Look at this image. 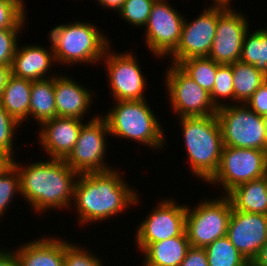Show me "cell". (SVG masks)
Returning <instances> with one entry per match:
<instances>
[{
  "label": "cell",
  "mask_w": 267,
  "mask_h": 266,
  "mask_svg": "<svg viewBox=\"0 0 267 266\" xmlns=\"http://www.w3.org/2000/svg\"><path fill=\"white\" fill-rule=\"evenodd\" d=\"M120 174L112 168L78 175L73 203L79 223L89 225V222L109 219L139 203V194Z\"/></svg>",
  "instance_id": "cell-1"
},
{
  "label": "cell",
  "mask_w": 267,
  "mask_h": 266,
  "mask_svg": "<svg viewBox=\"0 0 267 266\" xmlns=\"http://www.w3.org/2000/svg\"><path fill=\"white\" fill-rule=\"evenodd\" d=\"M10 162L17 168L20 177V195L37 213L71 207L79 174L65 160L48 158L27 167L14 159Z\"/></svg>",
  "instance_id": "cell-2"
},
{
  "label": "cell",
  "mask_w": 267,
  "mask_h": 266,
  "mask_svg": "<svg viewBox=\"0 0 267 266\" xmlns=\"http://www.w3.org/2000/svg\"><path fill=\"white\" fill-rule=\"evenodd\" d=\"M179 124L191 173L207 183L219 168L224 147L218 118L216 115L180 117Z\"/></svg>",
  "instance_id": "cell-3"
},
{
  "label": "cell",
  "mask_w": 267,
  "mask_h": 266,
  "mask_svg": "<svg viewBox=\"0 0 267 266\" xmlns=\"http://www.w3.org/2000/svg\"><path fill=\"white\" fill-rule=\"evenodd\" d=\"M93 23L76 21L55 26L49 32L56 63L94 64L102 61L110 41Z\"/></svg>",
  "instance_id": "cell-4"
},
{
  "label": "cell",
  "mask_w": 267,
  "mask_h": 266,
  "mask_svg": "<svg viewBox=\"0 0 267 266\" xmlns=\"http://www.w3.org/2000/svg\"><path fill=\"white\" fill-rule=\"evenodd\" d=\"M144 100L116 101L105 118L111 136L133 139L152 149H162L165 135L158 117Z\"/></svg>",
  "instance_id": "cell-5"
},
{
  "label": "cell",
  "mask_w": 267,
  "mask_h": 266,
  "mask_svg": "<svg viewBox=\"0 0 267 266\" xmlns=\"http://www.w3.org/2000/svg\"><path fill=\"white\" fill-rule=\"evenodd\" d=\"M223 145L229 147L265 150L267 134L263 117L246 104H227L217 108Z\"/></svg>",
  "instance_id": "cell-6"
},
{
  "label": "cell",
  "mask_w": 267,
  "mask_h": 266,
  "mask_svg": "<svg viewBox=\"0 0 267 266\" xmlns=\"http://www.w3.org/2000/svg\"><path fill=\"white\" fill-rule=\"evenodd\" d=\"M220 197L204 199L192 209L187 207L185 231L192 247L205 248L227 235L233 206L226 195Z\"/></svg>",
  "instance_id": "cell-7"
},
{
  "label": "cell",
  "mask_w": 267,
  "mask_h": 266,
  "mask_svg": "<svg viewBox=\"0 0 267 266\" xmlns=\"http://www.w3.org/2000/svg\"><path fill=\"white\" fill-rule=\"evenodd\" d=\"M266 160L265 150L224 146L219 168L208 182L220 184L227 195L240 184L265 176Z\"/></svg>",
  "instance_id": "cell-8"
},
{
  "label": "cell",
  "mask_w": 267,
  "mask_h": 266,
  "mask_svg": "<svg viewBox=\"0 0 267 266\" xmlns=\"http://www.w3.org/2000/svg\"><path fill=\"white\" fill-rule=\"evenodd\" d=\"M110 135L105 118L99 115L83 123L73 150L65 159L66 164L78 174L103 172L112 169L106 157V136Z\"/></svg>",
  "instance_id": "cell-9"
},
{
  "label": "cell",
  "mask_w": 267,
  "mask_h": 266,
  "mask_svg": "<svg viewBox=\"0 0 267 266\" xmlns=\"http://www.w3.org/2000/svg\"><path fill=\"white\" fill-rule=\"evenodd\" d=\"M166 68L165 86L173 112L180 117L216 115L210 94L189 77L177 64Z\"/></svg>",
  "instance_id": "cell-10"
},
{
  "label": "cell",
  "mask_w": 267,
  "mask_h": 266,
  "mask_svg": "<svg viewBox=\"0 0 267 266\" xmlns=\"http://www.w3.org/2000/svg\"><path fill=\"white\" fill-rule=\"evenodd\" d=\"M105 59V60H104ZM102 60L107 68L108 84L114 101L144 100V90L148 82L142 73L133 52L106 50Z\"/></svg>",
  "instance_id": "cell-11"
},
{
  "label": "cell",
  "mask_w": 267,
  "mask_h": 266,
  "mask_svg": "<svg viewBox=\"0 0 267 266\" xmlns=\"http://www.w3.org/2000/svg\"><path fill=\"white\" fill-rule=\"evenodd\" d=\"M226 9L209 5L195 20L189 22L184 19L179 43L169 55L172 58L171 63L178 65L182 60L208 57L216 34L218 17Z\"/></svg>",
  "instance_id": "cell-12"
},
{
  "label": "cell",
  "mask_w": 267,
  "mask_h": 266,
  "mask_svg": "<svg viewBox=\"0 0 267 266\" xmlns=\"http://www.w3.org/2000/svg\"><path fill=\"white\" fill-rule=\"evenodd\" d=\"M184 17L169 2L156 0L145 27V44L154 56H168L176 49Z\"/></svg>",
  "instance_id": "cell-13"
},
{
  "label": "cell",
  "mask_w": 267,
  "mask_h": 266,
  "mask_svg": "<svg viewBox=\"0 0 267 266\" xmlns=\"http://www.w3.org/2000/svg\"><path fill=\"white\" fill-rule=\"evenodd\" d=\"M162 200L138 225L135 241L140 251L150 243L180 236L185 231L188 205H179L174 199Z\"/></svg>",
  "instance_id": "cell-14"
},
{
  "label": "cell",
  "mask_w": 267,
  "mask_h": 266,
  "mask_svg": "<svg viewBox=\"0 0 267 266\" xmlns=\"http://www.w3.org/2000/svg\"><path fill=\"white\" fill-rule=\"evenodd\" d=\"M227 8L219 17L216 34L208 57L218 64L240 61L245 33L250 29L247 17Z\"/></svg>",
  "instance_id": "cell-15"
},
{
  "label": "cell",
  "mask_w": 267,
  "mask_h": 266,
  "mask_svg": "<svg viewBox=\"0 0 267 266\" xmlns=\"http://www.w3.org/2000/svg\"><path fill=\"white\" fill-rule=\"evenodd\" d=\"M226 236L243 258L251 263L267 241V215L232 209Z\"/></svg>",
  "instance_id": "cell-16"
},
{
  "label": "cell",
  "mask_w": 267,
  "mask_h": 266,
  "mask_svg": "<svg viewBox=\"0 0 267 266\" xmlns=\"http://www.w3.org/2000/svg\"><path fill=\"white\" fill-rule=\"evenodd\" d=\"M74 117H55L44 121L38 132L39 142L49 159L65 160L74 148L82 127Z\"/></svg>",
  "instance_id": "cell-17"
},
{
  "label": "cell",
  "mask_w": 267,
  "mask_h": 266,
  "mask_svg": "<svg viewBox=\"0 0 267 266\" xmlns=\"http://www.w3.org/2000/svg\"><path fill=\"white\" fill-rule=\"evenodd\" d=\"M54 76V95L57 116L83 120L93 101L90 89L65 74Z\"/></svg>",
  "instance_id": "cell-18"
},
{
  "label": "cell",
  "mask_w": 267,
  "mask_h": 266,
  "mask_svg": "<svg viewBox=\"0 0 267 266\" xmlns=\"http://www.w3.org/2000/svg\"><path fill=\"white\" fill-rule=\"evenodd\" d=\"M50 49L41 45H24L17 46L16 52L11 65L12 75L15 77L28 79L31 81L47 79L56 76L55 74L49 77L46 75L48 70L56 63L52 46Z\"/></svg>",
  "instance_id": "cell-19"
},
{
  "label": "cell",
  "mask_w": 267,
  "mask_h": 266,
  "mask_svg": "<svg viewBox=\"0 0 267 266\" xmlns=\"http://www.w3.org/2000/svg\"><path fill=\"white\" fill-rule=\"evenodd\" d=\"M34 240L15 249L20 266H64L62 238L41 237Z\"/></svg>",
  "instance_id": "cell-20"
},
{
  "label": "cell",
  "mask_w": 267,
  "mask_h": 266,
  "mask_svg": "<svg viewBox=\"0 0 267 266\" xmlns=\"http://www.w3.org/2000/svg\"><path fill=\"white\" fill-rule=\"evenodd\" d=\"M190 247L186 231L180 236L150 243L141 251L145 256L143 266H179Z\"/></svg>",
  "instance_id": "cell-21"
},
{
  "label": "cell",
  "mask_w": 267,
  "mask_h": 266,
  "mask_svg": "<svg viewBox=\"0 0 267 266\" xmlns=\"http://www.w3.org/2000/svg\"><path fill=\"white\" fill-rule=\"evenodd\" d=\"M226 196L234 210L267 215V176L240 184Z\"/></svg>",
  "instance_id": "cell-22"
},
{
  "label": "cell",
  "mask_w": 267,
  "mask_h": 266,
  "mask_svg": "<svg viewBox=\"0 0 267 266\" xmlns=\"http://www.w3.org/2000/svg\"><path fill=\"white\" fill-rule=\"evenodd\" d=\"M32 81L11 75L0 98L2 107L19 124L30 117Z\"/></svg>",
  "instance_id": "cell-23"
},
{
  "label": "cell",
  "mask_w": 267,
  "mask_h": 266,
  "mask_svg": "<svg viewBox=\"0 0 267 266\" xmlns=\"http://www.w3.org/2000/svg\"><path fill=\"white\" fill-rule=\"evenodd\" d=\"M38 125L57 117L54 95V77L32 81L30 97V118Z\"/></svg>",
  "instance_id": "cell-24"
},
{
  "label": "cell",
  "mask_w": 267,
  "mask_h": 266,
  "mask_svg": "<svg viewBox=\"0 0 267 266\" xmlns=\"http://www.w3.org/2000/svg\"><path fill=\"white\" fill-rule=\"evenodd\" d=\"M234 102L245 104L251 95L267 80L253 65L237 61L231 64Z\"/></svg>",
  "instance_id": "cell-25"
},
{
  "label": "cell",
  "mask_w": 267,
  "mask_h": 266,
  "mask_svg": "<svg viewBox=\"0 0 267 266\" xmlns=\"http://www.w3.org/2000/svg\"><path fill=\"white\" fill-rule=\"evenodd\" d=\"M245 33L240 61L253 65L267 76V27L257 29L253 33Z\"/></svg>",
  "instance_id": "cell-26"
},
{
  "label": "cell",
  "mask_w": 267,
  "mask_h": 266,
  "mask_svg": "<svg viewBox=\"0 0 267 266\" xmlns=\"http://www.w3.org/2000/svg\"><path fill=\"white\" fill-rule=\"evenodd\" d=\"M204 249L209 266H250L227 236L216 239Z\"/></svg>",
  "instance_id": "cell-27"
},
{
  "label": "cell",
  "mask_w": 267,
  "mask_h": 266,
  "mask_svg": "<svg viewBox=\"0 0 267 266\" xmlns=\"http://www.w3.org/2000/svg\"><path fill=\"white\" fill-rule=\"evenodd\" d=\"M178 66L209 94L213 90L217 63L209 57L182 60Z\"/></svg>",
  "instance_id": "cell-28"
},
{
  "label": "cell",
  "mask_w": 267,
  "mask_h": 266,
  "mask_svg": "<svg viewBox=\"0 0 267 266\" xmlns=\"http://www.w3.org/2000/svg\"><path fill=\"white\" fill-rule=\"evenodd\" d=\"M215 83L210 93V99L216 108L227 105L225 98L234 101L233 73L231 64H218ZM218 98V99H217ZM222 102H219L222 100Z\"/></svg>",
  "instance_id": "cell-29"
},
{
  "label": "cell",
  "mask_w": 267,
  "mask_h": 266,
  "mask_svg": "<svg viewBox=\"0 0 267 266\" xmlns=\"http://www.w3.org/2000/svg\"><path fill=\"white\" fill-rule=\"evenodd\" d=\"M15 193L20 194V177L17 168L10 162L0 171V219Z\"/></svg>",
  "instance_id": "cell-30"
},
{
  "label": "cell",
  "mask_w": 267,
  "mask_h": 266,
  "mask_svg": "<svg viewBox=\"0 0 267 266\" xmlns=\"http://www.w3.org/2000/svg\"><path fill=\"white\" fill-rule=\"evenodd\" d=\"M156 0H126L118 11L119 16L132 26L146 25Z\"/></svg>",
  "instance_id": "cell-31"
},
{
  "label": "cell",
  "mask_w": 267,
  "mask_h": 266,
  "mask_svg": "<svg viewBox=\"0 0 267 266\" xmlns=\"http://www.w3.org/2000/svg\"><path fill=\"white\" fill-rule=\"evenodd\" d=\"M25 6L23 0H0V29L24 28Z\"/></svg>",
  "instance_id": "cell-32"
},
{
  "label": "cell",
  "mask_w": 267,
  "mask_h": 266,
  "mask_svg": "<svg viewBox=\"0 0 267 266\" xmlns=\"http://www.w3.org/2000/svg\"><path fill=\"white\" fill-rule=\"evenodd\" d=\"M20 124L12 118V116L2 107L0 103V151L5 154L10 160L15 156L13 151L14 133Z\"/></svg>",
  "instance_id": "cell-33"
},
{
  "label": "cell",
  "mask_w": 267,
  "mask_h": 266,
  "mask_svg": "<svg viewBox=\"0 0 267 266\" xmlns=\"http://www.w3.org/2000/svg\"><path fill=\"white\" fill-rule=\"evenodd\" d=\"M76 245L64 240V266H103L104 263L97 255Z\"/></svg>",
  "instance_id": "cell-34"
},
{
  "label": "cell",
  "mask_w": 267,
  "mask_h": 266,
  "mask_svg": "<svg viewBox=\"0 0 267 266\" xmlns=\"http://www.w3.org/2000/svg\"><path fill=\"white\" fill-rule=\"evenodd\" d=\"M22 28L0 29V64L11 66L18 46L17 36Z\"/></svg>",
  "instance_id": "cell-35"
},
{
  "label": "cell",
  "mask_w": 267,
  "mask_h": 266,
  "mask_svg": "<svg viewBox=\"0 0 267 266\" xmlns=\"http://www.w3.org/2000/svg\"><path fill=\"white\" fill-rule=\"evenodd\" d=\"M245 104L259 116L267 115V80L251 95Z\"/></svg>",
  "instance_id": "cell-36"
},
{
  "label": "cell",
  "mask_w": 267,
  "mask_h": 266,
  "mask_svg": "<svg viewBox=\"0 0 267 266\" xmlns=\"http://www.w3.org/2000/svg\"><path fill=\"white\" fill-rule=\"evenodd\" d=\"M179 266H209L205 249L191 246Z\"/></svg>",
  "instance_id": "cell-37"
},
{
  "label": "cell",
  "mask_w": 267,
  "mask_h": 266,
  "mask_svg": "<svg viewBox=\"0 0 267 266\" xmlns=\"http://www.w3.org/2000/svg\"><path fill=\"white\" fill-rule=\"evenodd\" d=\"M2 249L0 252V266H20L15 251Z\"/></svg>",
  "instance_id": "cell-38"
},
{
  "label": "cell",
  "mask_w": 267,
  "mask_h": 266,
  "mask_svg": "<svg viewBox=\"0 0 267 266\" xmlns=\"http://www.w3.org/2000/svg\"><path fill=\"white\" fill-rule=\"evenodd\" d=\"M250 266H267V241L252 260Z\"/></svg>",
  "instance_id": "cell-39"
},
{
  "label": "cell",
  "mask_w": 267,
  "mask_h": 266,
  "mask_svg": "<svg viewBox=\"0 0 267 266\" xmlns=\"http://www.w3.org/2000/svg\"><path fill=\"white\" fill-rule=\"evenodd\" d=\"M11 75V66H5L0 64V98Z\"/></svg>",
  "instance_id": "cell-40"
},
{
  "label": "cell",
  "mask_w": 267,
  "mask_h": 266,
  "mask_svg": "<svg viewBox=\"0 0 267 266\" xmlns=\"http://www.w3.org/2000/svg\"><path fill=\"white\" fill-rule=\"evenodd\" d=\"M103 8L119 11L126 0H96Z\"/></svg>",
  "instance_id": "cell-41"
},
{
  "label": "cell",
  "mask_w": 267,
  "mask_h": 266,
  "mask_svg": "<svg viewBox=\"0 0 267 266\" xmlns=\"http://www.w3.org/2000/svg\"><path fill=\"white\" fill-rule=\"evenodd\" d=\"M230 1L232 0H213L212 5L213 7H224V8H231Z\"/></svg>",
  "instance_id": "cell-42"
},
{
  "label": "cell",
  "mask_w": 267,
  "mask_h": 266,
  "mask_svg": "<svg viewBox=\"0 0 267 266\" xmlns=\"http://www.w3.org/2000/svg\"><path fill=\"white\" fill-rule=\"evenodd\" d=\"M10 159L0 151V171L10 163Z\"/></svg>",
  "instance_id": "cell-43"
},
{
  "label": "cell",
  "mask_w": 267,
  "mask_h": 266,
  "mask_svg": "<svg viewBox=\"0 0 267 266\" xmlns=\"http://www.w3.org/2000/svg\"><path fill=\"white\" fill-rule=\"evenodd\" d=\"M263 122H264V127L266 130V134H267V115L263 116Z\"/></svg>",
  "instance_id": "cell-44"
},
{
  "label": "cell",
  "mask_w": 267,
  "mask_h": 266,
  "mask_svg": "<svg viewBox=\"0 0 267 266\" xmlns=\"http://www.w3.org/2000/svg\"><path fill=\"white\" fill-rule=\"evenodd\" d=\"M266 176H267V160H266Z\"/></svg>",
  "instance_id": "cell-45"
}]
</instances>
